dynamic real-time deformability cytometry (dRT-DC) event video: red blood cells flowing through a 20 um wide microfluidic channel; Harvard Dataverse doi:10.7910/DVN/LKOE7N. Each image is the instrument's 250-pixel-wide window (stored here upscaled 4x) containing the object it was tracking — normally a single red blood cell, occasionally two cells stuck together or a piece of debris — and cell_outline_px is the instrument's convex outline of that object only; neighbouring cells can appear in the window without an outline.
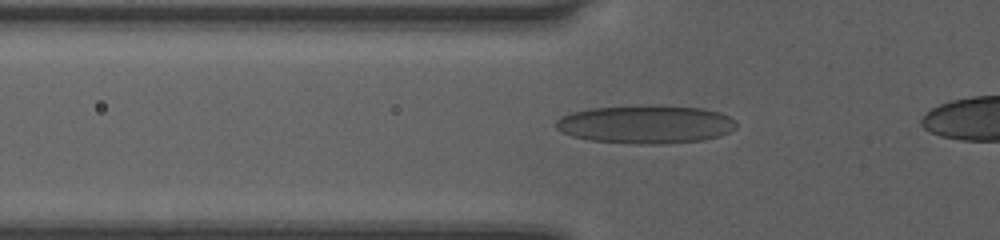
{"species": "human", "species_latin": "Homo sapiens", "temperature_condition": "room temperature", "stored_images_in_passage": 40, "camera_frame_rate_fps": 3000, "um_per_image_px": 0.085, "donor": {"sex": "female"}, "frame": {"image": 1, "passage_image": 13, "time_ms": 4.0, "image_size_px": [1000, 240], "cell_outline_px": [[736, 128], [720, 136], [700, 140], [656, 144], [636, 144], [592, 140], [572, 136], [556, 128], [556, 120], [560, 116], [572, 112], [592, 108], [636, 104], [656, 104], [704, 108], [720, 112], [736, 120]], "centroid_in_image_um": [54.9, 10.53], "position_along_channel_um": 70.9, "area_um2": 40.69}}
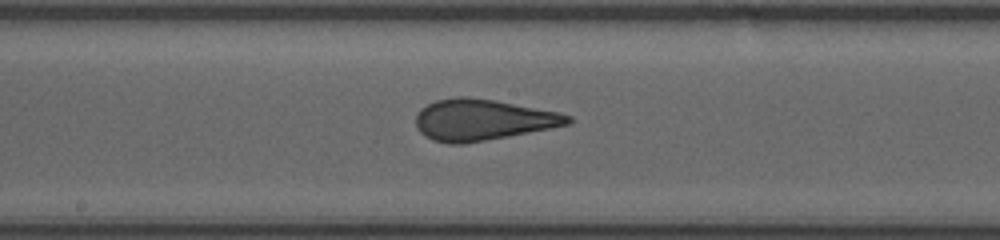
{"frame": {"image": 2, "passage_image": 23, "time_ms": 7.333, "image_size_px": [1000, 240], "cell_outline_px": [[572, 120], [568, 124], [508, 136], [464, 144], [448, 144], [432, 140], [424, 136], [416, 128], [416, 116], [420, 108], [436, 100], [456, 96], [468, 96], [496, 100], [560, 112], [572, 116]], "centroid_in_image_um": [40.97, 10.17], "position_along_channel_um": 207.2, "area_um2": 36.59}}
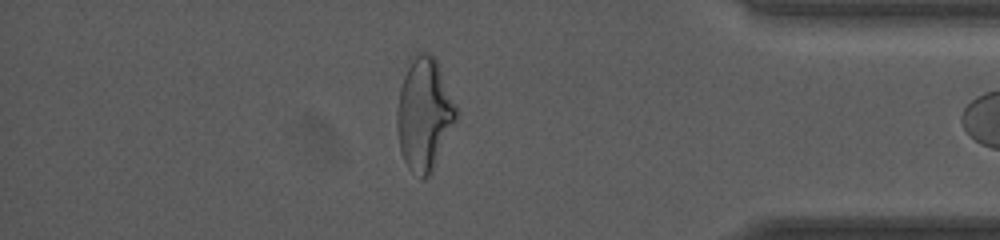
{"frame": {"image": 3, "passage_image": 39, "time_ms": 12.667, "image_size_px": [1000, 240], "cell_outline_px": [[460, 112], [432, 172], [424, 180], [408, 168], [400, 152], [396, 132], [396, 108], [400, 88], [404, 76], [412, 56], [416, 52], [428, 52], [440, 64]], "centroid_in_image_um": [36.07, 9.69], "position_along_channel_um": 399.1, "area_um2": 39.54}}